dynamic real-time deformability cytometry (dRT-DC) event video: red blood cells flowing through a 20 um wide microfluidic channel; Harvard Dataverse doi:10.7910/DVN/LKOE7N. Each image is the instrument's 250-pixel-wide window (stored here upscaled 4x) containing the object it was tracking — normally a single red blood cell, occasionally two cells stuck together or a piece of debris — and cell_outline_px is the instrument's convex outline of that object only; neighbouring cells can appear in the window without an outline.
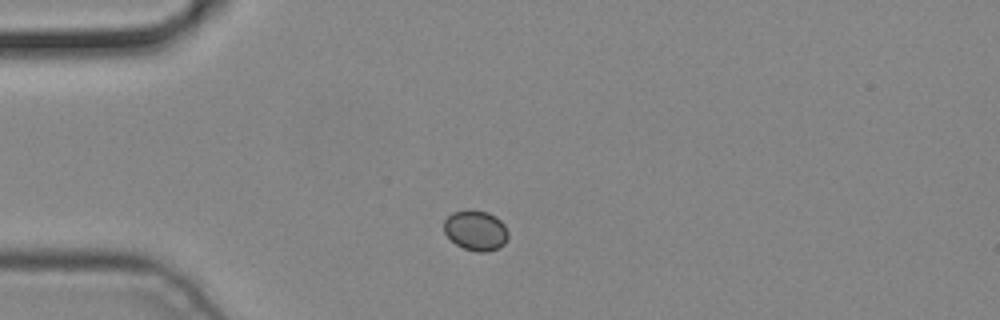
{"species": "common noctule bat (a hibernating species)", "species_latin": "Nyctalus noctula", "temperature_condition": "cold", "stored_images_in_passage": 3, "camera_frame_rate_fps": 3000, "um_per_image_px": 0.085, "animal": {"sex": "male", "body_mass_g": 19.2, "forearm_length_mm": 51.8}, "frame": {"image": 1, "passage_image": 1, "time_ms": 0.0, "image_size_px": [1000, 320], "cell_outline_px": [[508, 240], [500, 248], [488, 252], [476, 252], [464, 248], [456, 244], [444, 232], [444, 220], [452, 212], [468, 208], [488, 212], [496, 216], [504, 224], [508, 232]], "centroid_in_image_um": [40.45, 19.57], "position_along_channel_um": 44.5, "area_um2": 15.37}}
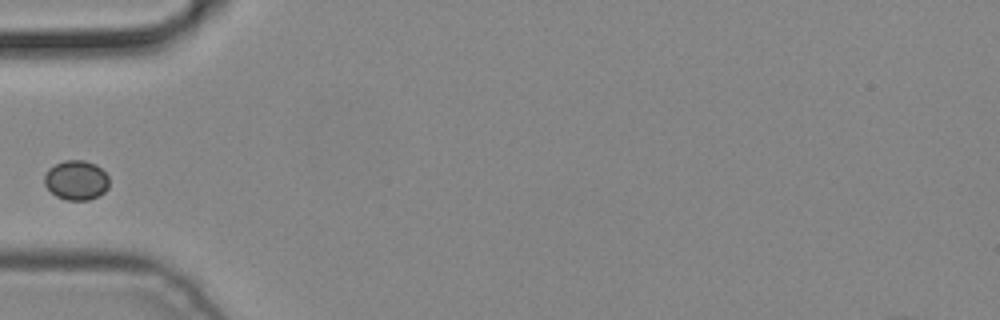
{"frame": {"image": 2, "passage_image": 2, "time_ms": 0.333, "image_size_px": [1000, 320], "cell_outline_px": [[108, 188], [104, 192], [88, 200], [64, 200], [56, 196], [44, 184], [44, 176], [48, 168], [64, 160], [84, 160], [96, 164], [108, 176]], "centroid_in_image_um": [6.47, 15.31], "position_along_channel_um": 78.5, "area_um2": 14.91}}
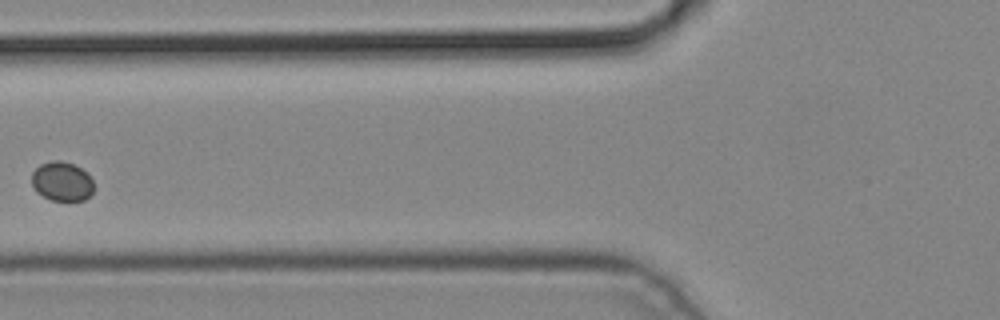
{"frame": {"image": 3, "passage_image": 3, "time_ms": 0.667, "image_size_px": [1000, 320], "cell_outline_px": [[92, 192], [84, 200], [52, 200], [36, 192], [32, 184], [32, 172], [40, 164], [52, 160], [60, 160], [72, 164], [88, 172], [92, 180]], "centroid_in_image_um": [5.25, 15.4], "position_along_channel_um": 120.6, "area_um2": 14.1}}